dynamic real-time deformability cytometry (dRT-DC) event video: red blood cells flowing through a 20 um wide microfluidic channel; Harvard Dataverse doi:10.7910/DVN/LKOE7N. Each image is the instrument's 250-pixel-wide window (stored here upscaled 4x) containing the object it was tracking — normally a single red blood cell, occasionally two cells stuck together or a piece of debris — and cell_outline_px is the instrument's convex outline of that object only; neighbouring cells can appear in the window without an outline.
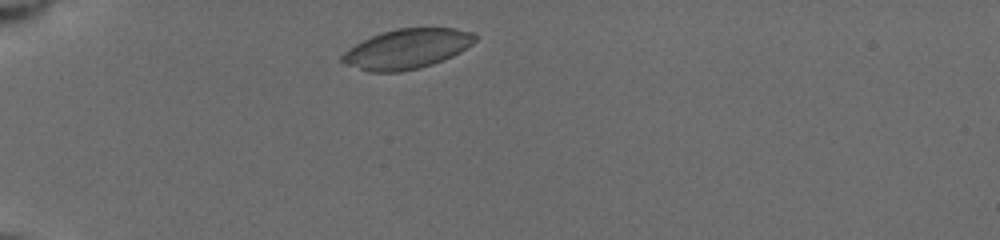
{"species": "common noctule bat (a hibernating species)", "species_latin": "Nyctalus noctula", "temperature_condition": "cold", "stored_images_in_passage": 42, "camera_frame_rate_fps": 3000, "um_per_image_px": 0.085, "animal": {"sex": "female", "body_mass_g": 19.5, "forearm_length_mm": 54.1}, "frame": {"image": 1, "passage_image": 1, "time_ms": 0.0, "image_size_px": [1000, 240], "cell_outline_px": [[476, 40], [472, 44], [460, 52], [452, 56], [432, 64], [416, 68], [396, 72], [368, 72], [344, 64], [340, 60], [340, 56], [348, 48], [372, 36], [396, 28], [456, 28], [472, 32], [476, 36]], "centroid_in_image_um": [34.57, 4.15], "position_along_channel_um": 50.4, "area_um2": 30.63}}
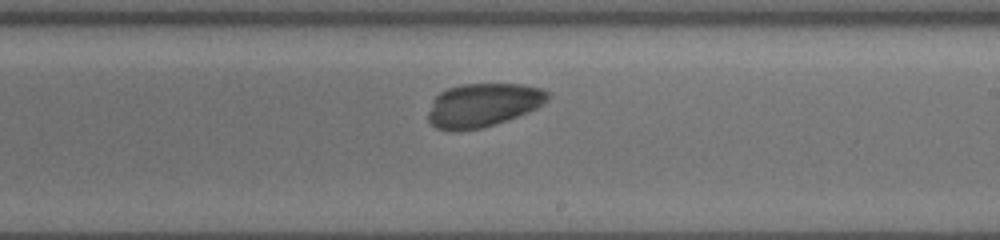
{"frame": {"image": 2, "passage_image": 24, "time_ms": 6.0, "image_size_px": [1000, 240], "cell_outline_px": [[552, 96], [548, 100], [536, 108], [516, 116], [480, 128], [460, 132], [436, 128], [428, 120], [428, 112], [432, 100], [440, 92], [448, 88], [460, 84], [524, 84], [544, 88], [552, 92]], "centroid_in_image_um": [41.07, 8.91], "position_along_channel_um": 247.9, "area_um2": 30.52}}
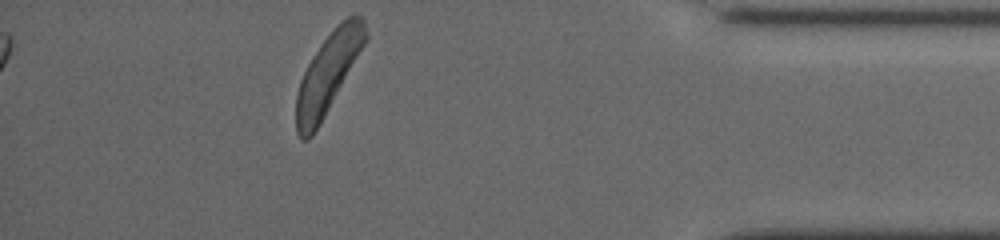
{"frame": {"image": 3, "passage_image": 42, "time_ms": 11.0, "image_size_px": [1000, 240], "cell_outline_px": [[368, 40], [320, 124], [312, 136], [308, 140], [300, 140], [296, 132], [296, 96], [300, 80], [308, 64], [320, 44], [348, 16], [356, 12], [364, 16], [368, 32]], "centroid_in_image_um": [27.91, 6.22], "position_along_channel_um": 407.3, "area_um2": 32.19}}